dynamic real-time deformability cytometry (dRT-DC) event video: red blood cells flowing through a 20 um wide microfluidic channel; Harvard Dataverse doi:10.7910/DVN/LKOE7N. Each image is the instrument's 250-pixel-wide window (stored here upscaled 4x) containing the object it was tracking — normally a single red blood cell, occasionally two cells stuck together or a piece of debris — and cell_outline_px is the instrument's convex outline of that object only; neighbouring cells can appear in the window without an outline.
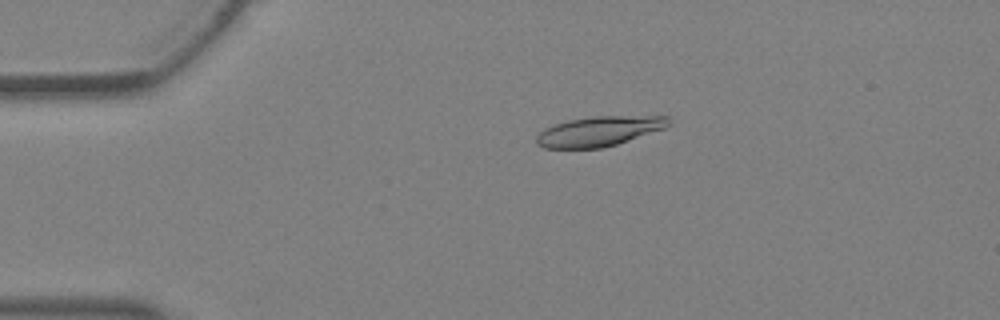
{"species": "Egyptian fruit bat (a non-hibernating species)", "species_latin": "Rousettus aegyptiacus", "temperature_condition": "warm", "stored_images_in_passage": 32, "camera_frame_rate_fps": 3000, "um_per_image_px": 0.085, "animal": {"sex": "female"}, "frame": {"image": 1, "passage_image": 3, "time_ms": 0.667, "image_size_px": [1000, 320], "cell_outline_px": [[672, 124], [664, 128], [616, 144], [600, 148], [544, 148], [536, 144], [536, 136], [544, 128], [568, 120], [596, 116], [668, 116]], "centroid_in_image_um": [50.91, 11.15], "position_along_channel_um": 34.1, "area_um2": 22.83}}
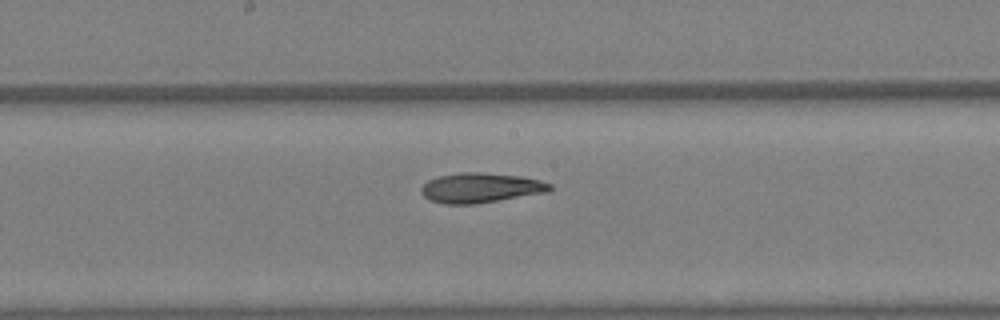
{"frame": {"image": 2, "passage_image": 15, "time_ms": 4.667, "image_size_px": [1000, 320], "cell_outline_px": [[552, 192], [476, 204], [444, 204], [432, 200], [424, 196], [420, 192], [420, 188], [428, 180], [436, 176], [460, 172], [480, 172], [520, 176], [540, 180], [552, 184]], "centroid_in_image_um": [40.89, 15.96], "position_along_channel_um": 207.3, "area_um2": 22.72}}
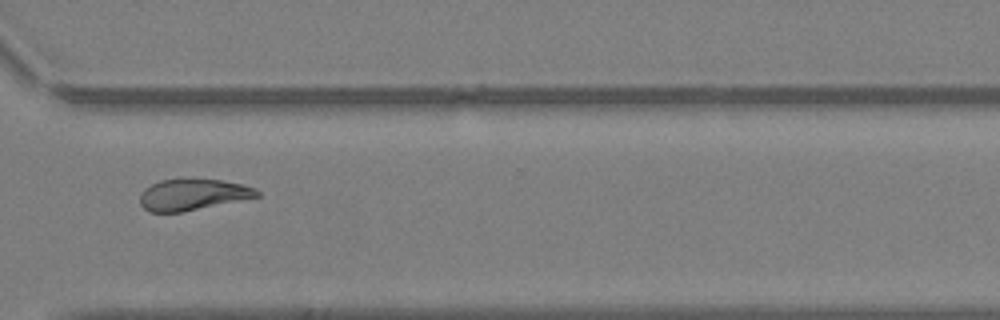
{"frame": {"image": 3, "passage_image": 23, "time_ms": 7.333, "image_size_px": [1000, 320], "cell_outline_px": [[260, 196], [180, 212], [148, 212], [140, 204], [140, 192], [144, 188], [160, 180], [184, 176], [220, 180], [240, 184], [256, 188], [260, 192]], "centroid_in_image_um": [16.33, 16.5], "position_along_channel_um": 354.3, "area_um2": 21.73}}